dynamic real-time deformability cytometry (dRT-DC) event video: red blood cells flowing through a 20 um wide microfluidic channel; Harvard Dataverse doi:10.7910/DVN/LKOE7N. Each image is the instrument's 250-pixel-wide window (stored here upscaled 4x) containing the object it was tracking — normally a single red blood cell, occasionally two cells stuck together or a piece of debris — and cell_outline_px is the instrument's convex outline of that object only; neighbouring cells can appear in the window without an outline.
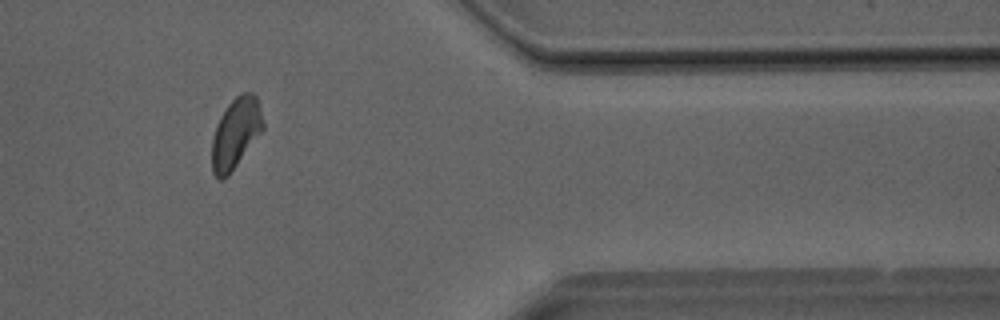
{"species": "Egyptian fruit bat (a non-hibernating species)", "species_latin": "Rousettus aegyptiacus", "temperature_condition": "room temperature", "stored_images_in_passage": 30, "camera_frame_rate_fps": 3000, "um_per_image_px": 0.085, "animal": {"sex": "male"}, "frame": {"image": 1, "passage_image": 26, "time_ms": 8.333, "image_size_px": [1000, 320], "cell_outline_px": [[264, 128], [228, 176], [220, 180], [212, 172], [212, 136], [216, 124], [220, 116], [228, 104], [240, 92], [252, 92], [256, 96], [260, 108], [264, 124]], "centroid_in_image_um": [20.02, 11.3], "position_along_channel_um": 391.4, "area_um2": 20.92}}